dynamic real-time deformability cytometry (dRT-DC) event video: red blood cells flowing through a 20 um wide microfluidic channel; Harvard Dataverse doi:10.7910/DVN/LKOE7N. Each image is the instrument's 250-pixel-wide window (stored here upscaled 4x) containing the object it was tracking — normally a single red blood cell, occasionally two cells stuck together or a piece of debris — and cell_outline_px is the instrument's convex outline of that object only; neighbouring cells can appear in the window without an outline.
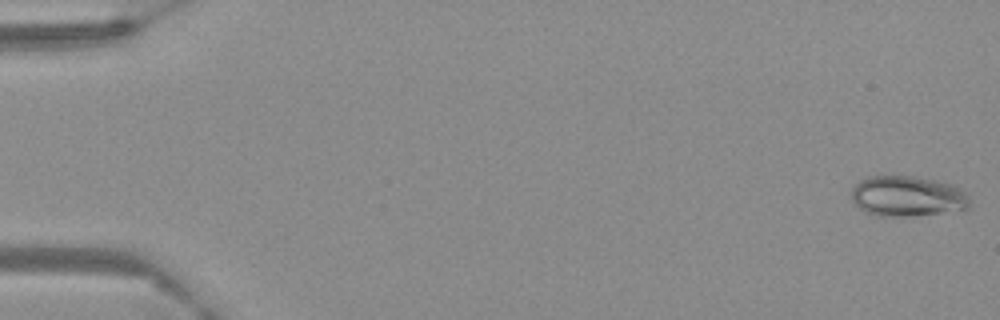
{"species": "Egyptian fruit bat (a non-hibernating species)", "species_latin": "Rousettus aegyptiacus", "temperature_condition": "warm", "stored_images_in_passage": 62, "camera_frame_rate_fps": 3000, "um_per_image_px": 0.085, "frame": {"image": 1, "passage_image": 1, "time_ms": 0.0, "image_size_px": [1000, 320], "cell_outline_px": [[968, 208], [912, 216], [876, 216], [860, 208], [852, 200], [852, 188], [860, 180], [868, 176], [912, 176], [936, 180], [952, 184], [960, 188], [968, 196]], "centroid_in_image_um": [77.1, 16.66], "position_along_channel_um": 7.9, "area_um2": 27.63}}
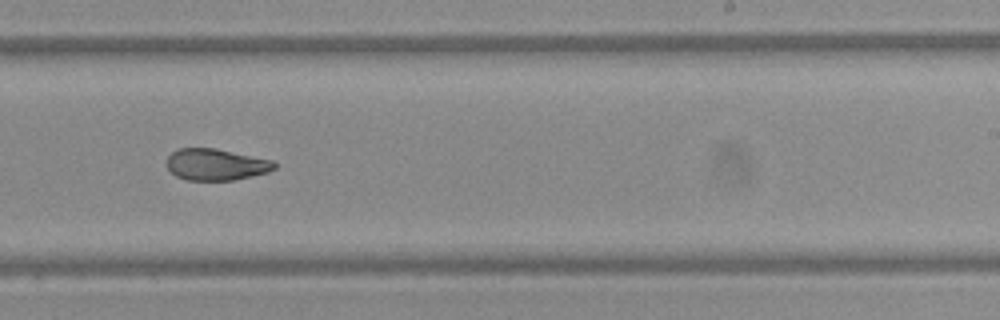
{"frame": {"image": 2, "passage_image": 39, "time_ms": 12.667, "image_size_px": [1000, 320], "cell_outline_px": [[276, 168], [268, 172], [252, 176], [232, 180], [188, 180], [176, 176], [168, 168], [168, 156], [176, 148], [216, 148], [276, 160]], "centroid_in_image_um": [18.41, 13.97], "position_along_channel_um": 270.6, "area_um2": 19.94}}
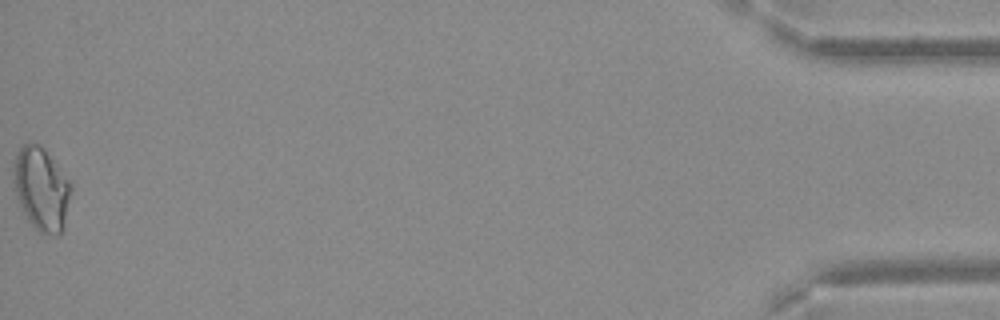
{"frame": {"image": 3, "passage_image": 62, "time_ms": 20.333, "image_size_px": [1000, 320], "cell_outline_px": [[72, 188], [64, 228], [60, 236], [56, 236], [40, 232], [28, 220], [16, 196], [12, 180], [12, 172], [16, 156], [20, 148], [24, 144], [36, 144], [44, 148], [72, 184]], "centroid_in_image_um": [3.53, 16.08], "position_along_channel_um": 431.7, "area_um2": 27.8}}